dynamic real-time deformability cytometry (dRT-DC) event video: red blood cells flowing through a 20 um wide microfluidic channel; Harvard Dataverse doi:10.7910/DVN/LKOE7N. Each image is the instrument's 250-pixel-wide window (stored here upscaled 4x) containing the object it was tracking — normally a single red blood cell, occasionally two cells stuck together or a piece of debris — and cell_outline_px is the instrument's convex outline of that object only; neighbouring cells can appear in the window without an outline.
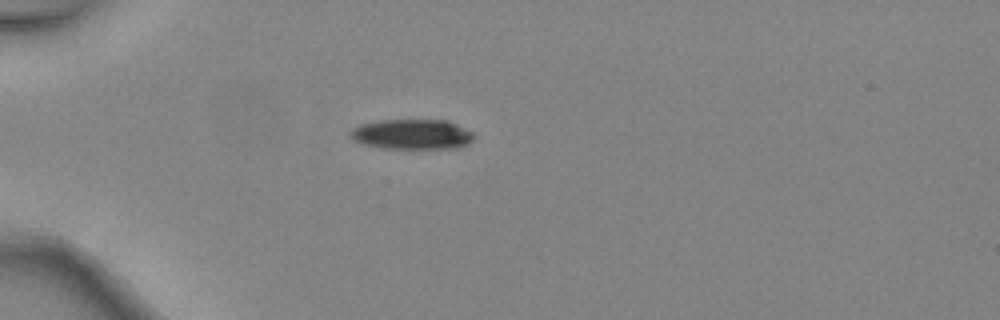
{"species": "common noctule bat (a hibernating species)", "species_latin": "Nyctalus noctula", "temperature_condition": "warm", "stored_images_in_passage": 33, "camera_frame_rate_fps": 3000, "um_per_image_px": 0.085, "animal": {"sex": "female", "body_mass_g": 24.6, "forearm_length_mm": 56.2}, "frame": {"image": 1, "passage_image": 1, "time_ms": 0.0, "image_size_px": [1000, 320], "cell_outline_px": [[476, 136], [468, 144], [460, 148], [384, 148], [364, 144], [352, 140], [348, 136], [348, 132], [352, 128], [360, 124], [380, 120], [448, 120], [472, 132]], "centroid_in_image_um": [35.0, 11.41], "position_along_channel_um": 50.0, "area_um2": 21.85}}
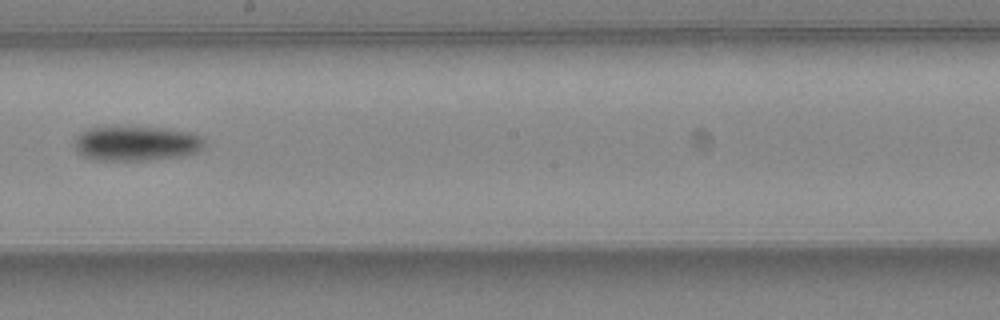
{"frame": {"image": 2, "passage_image": 15, "time_ms": 4.667, "image_size_px": [1000, 320], "cell_outline_px": [[204, 148], [196, 152], [180, 156], [148, 160], [96, 160], [84, 156], [76, 152], [76, 136], [80, 132], [88, 128], [164, 128], [192, 132], [200, 136], [204, 140]], "centroid_in_image_um": [11.61, 12.2], "position_along_channel_um": 236.6, "area_um2": 26.01}}
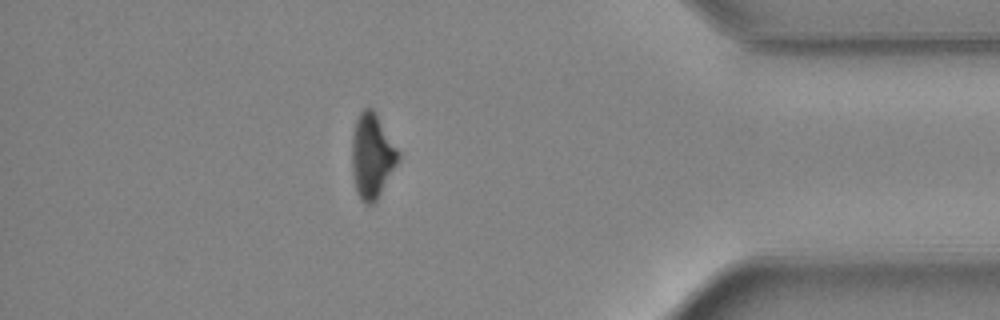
{"frame": {"image": 3, "passage_image": 28, "time_ms": 9.0, "image_size_px": [1000, 320], "cell_outline_px": [[400, 160], [376, 200], [372, 204], [364, 204], [356, 188], [352, 172], [352, 136], [356, 120], [360, 112], [364, 108], [372, 108], [376, 112], [400, 152]], "centroid_in_image_um": [31.64, 13.22], "position_along_channel_um": 403.6, "area_um2": 22.83}, "authors_computed_cell_mechanics": {"area_um2": 24.5072, "velocity_mm_per_s": 4.5576, "shape_relaxation_time_tau1_ms": 3.2128, "shape_relaxation_time_tau2_ms": null, "deformation_change_tau1": 0.1317, "deformation_change_tau2": null}}